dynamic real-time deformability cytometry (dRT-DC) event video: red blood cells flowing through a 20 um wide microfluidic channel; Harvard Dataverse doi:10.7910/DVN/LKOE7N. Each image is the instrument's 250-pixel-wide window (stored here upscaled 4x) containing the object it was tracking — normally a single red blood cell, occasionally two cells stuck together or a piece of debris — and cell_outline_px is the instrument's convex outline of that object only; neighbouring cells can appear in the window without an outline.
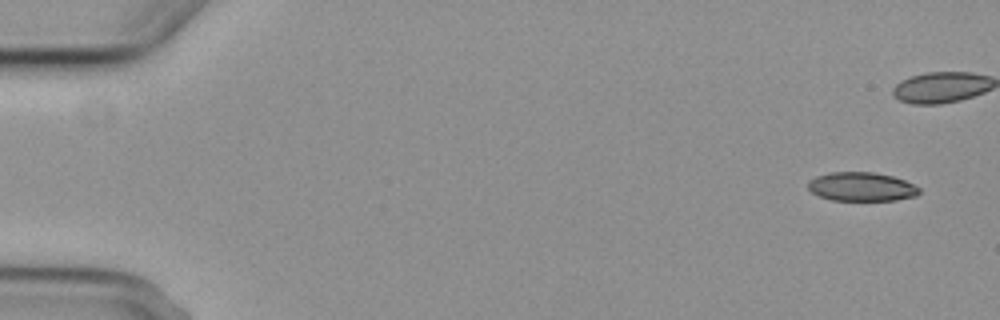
{"species": "common noctule bat (a hibernating species)", "species_latin": "Nyctalus noctula", "temperature_condition": "cold", "stored_images_in_passage": 6, "segment_of_instrument_passage": [2, 2], "camera_frame_rate_fps": 3000, "um_per_image_px": 0.085, "animal": {"sex": "female", "body_mass_g": 29.2, "forearm_length_mm": 56.3}, "frame": {"image": 1, "passage_image": 6, "time_ms": 6.667, "image_size_px": [1000, 320], "cell_outline_px": [[920, 192], [916, 196], [896, 200], [832, 200], [820, 196], [812, 192], [808, 188], [808, 180], [816, 176], [832, 172], [872, 172], [892, 176], [904, 180], [920, 188]], "centroid_in_image_um": [73.22, 15.87], "position_along_channel_um": 11.8, "area_um2": 18.61}}